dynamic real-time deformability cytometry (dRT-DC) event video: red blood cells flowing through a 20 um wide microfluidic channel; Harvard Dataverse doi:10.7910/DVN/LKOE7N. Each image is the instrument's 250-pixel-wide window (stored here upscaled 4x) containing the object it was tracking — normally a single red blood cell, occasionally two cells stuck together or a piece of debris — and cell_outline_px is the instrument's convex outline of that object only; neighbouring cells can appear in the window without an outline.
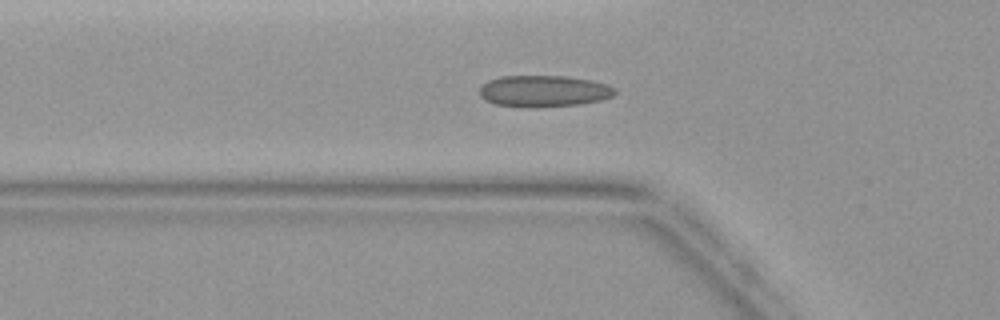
{"species": "common noctule bat (a hibernating species)", "species_latin": "Nyctalus noctula", "temperature_condition": "warm", "stored_images_in_passage": 45, "camera_frame_rate_fps": 3000, "um_per_image_px": 0.085, "animal": {"sex": "female", "body_mass_g": 19.9}, "frame": {"image": 1, "passage_image": 15, "time_ms": 4.667, "image_size_px": [1000, 320], "cell_outline_px": [[616, 92], [612, 96], [600, 100], [580, 104], [536, 108], [524, 108], [496, 104], [484, 100], [480, 96], [480, 84], [488, 80], [500, 76], [568, 76], [592, 80], [608, 84], [616, 88]], "centroid_in_image_um": [46.2, 7.75], "position_along_channel_um": 79.6, "area_um2": 25.32}}
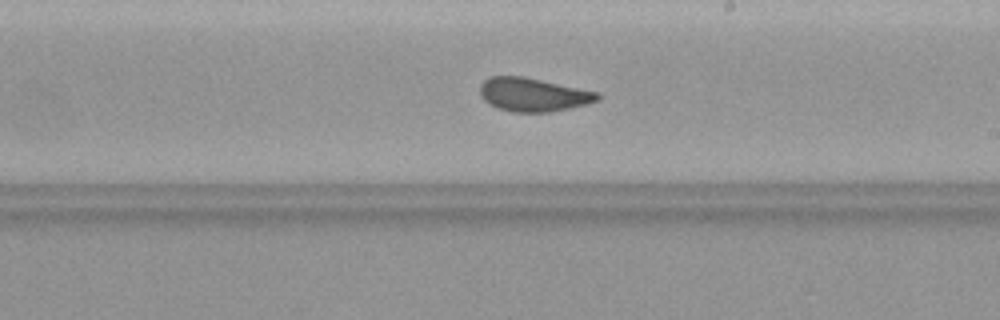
{"frame": {"image": 2, "passage_image": 26, "time_ms": 8.333, "image_size_px": [1000, 320], "cell_outline_px": [[600, 100], [588, 104], [548, 112], [512, 112], [500, 108], [484, 100], [480, 92], [480, 84], [484, 80], [492, 76], [524, 76], [596, 92], [600, 96]], "centroid_in_image_um": [45.32, 8.04], "position_along_channel_um": 243.7, "area_um2": 22.66}}
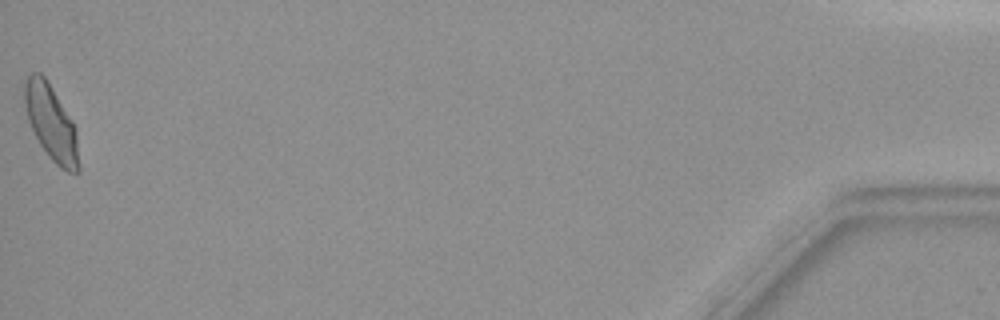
{"frame": {"image": 3, "passage_image": 45, "time_ms": 14.667, "image_size_px": [1000, 320], "cell_outline_px": [[80, 172], [68, 172], [60, 168], [48, 156], [40, 144], [28, 120], [24, 104], [24, 80], [32, 72], [40, 72], [44, 76], [72, 120], [76, 132], [80, 168]], "centroid_in_image_um": [4.34, 10.45], "position_along_channel_um": 430.9, "area_um2": 23.64}}